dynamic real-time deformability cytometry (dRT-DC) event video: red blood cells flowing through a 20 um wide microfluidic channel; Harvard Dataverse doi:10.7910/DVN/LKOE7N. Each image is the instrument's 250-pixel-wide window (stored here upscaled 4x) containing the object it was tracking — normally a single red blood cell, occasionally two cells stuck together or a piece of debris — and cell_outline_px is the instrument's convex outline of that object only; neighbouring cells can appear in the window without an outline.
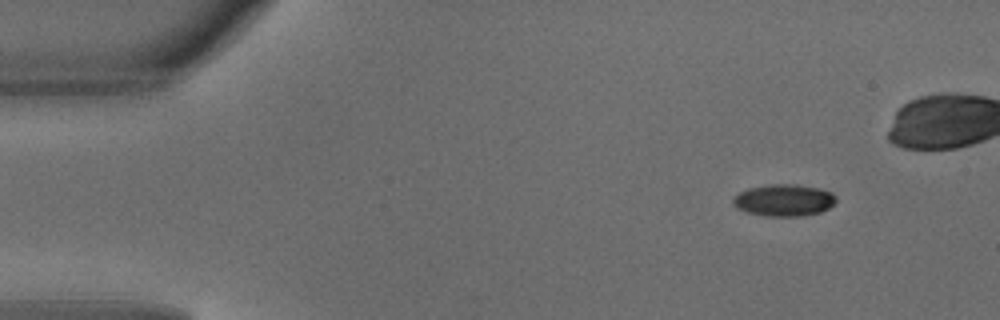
{"species": "common noctule bat (a hibernating species)", "species_latin": "Nyctalus noctula", "temperature_condition": "warm", "stored_images_in_passage": 4, "camera_frame_rate_fps": 3000, "um_per_image_px": 0.085, "animal": {"sex": "male", "body_mass_g": 18.8}, "frame": {"image": 1, "passage_image": 1, "time_ms": 0.0, "image_size_px": [1000, 320], "cell_outline_px": [[836, 200], [828, 208], [820, 212], [800, 216], [764, 216], [744, 212], [736, 208], [732, 204], [732, 196], [748, 188], [772, 184], [796, 184], [820, 188], [832, 192], [836, 196]], "centroid_in_image_um": [66.59, 17.02], "position_along_channel_um": 18.4, "area_um2": 19.36}}